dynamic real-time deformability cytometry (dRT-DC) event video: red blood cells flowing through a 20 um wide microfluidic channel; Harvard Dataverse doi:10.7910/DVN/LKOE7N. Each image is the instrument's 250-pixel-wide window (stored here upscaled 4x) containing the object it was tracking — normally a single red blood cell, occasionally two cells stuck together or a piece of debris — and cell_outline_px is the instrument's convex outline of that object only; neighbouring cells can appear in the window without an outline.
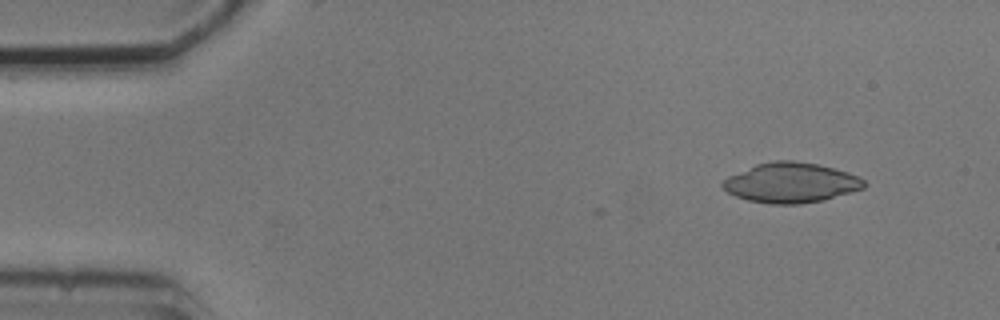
{"species": "common noctule bat (a hibernating species)", "species_latin": "Nyctalus noctula", "temperature_condition": "cold", "stored_images_in_passage": 2, "camera_frame_rate_fps": 3000, "um_per_image_px": 0.085, "animal": {"sex": "male", "body_mass_g": 20.5, "forearm_length_mm": 52.5}, "frame": {"image": 1, "passage_image": 2, "time_ms": 2.0, "image_size_px": [1000, 320], "cell_outline_px": [[868, 184], [864, 188], [824, 200], [800, 204], [772, 204], [748, 200], [736, 196], [728, 192], [720, 184], [728, 176], [756, 164], [776, 160], [792, 160], [816, 164], [848, 172], [864, 180]], "centroid_in_image_um": [67.23, 15.53], "position_along_channel_um": 17.8, "area_um2": 32.77}}